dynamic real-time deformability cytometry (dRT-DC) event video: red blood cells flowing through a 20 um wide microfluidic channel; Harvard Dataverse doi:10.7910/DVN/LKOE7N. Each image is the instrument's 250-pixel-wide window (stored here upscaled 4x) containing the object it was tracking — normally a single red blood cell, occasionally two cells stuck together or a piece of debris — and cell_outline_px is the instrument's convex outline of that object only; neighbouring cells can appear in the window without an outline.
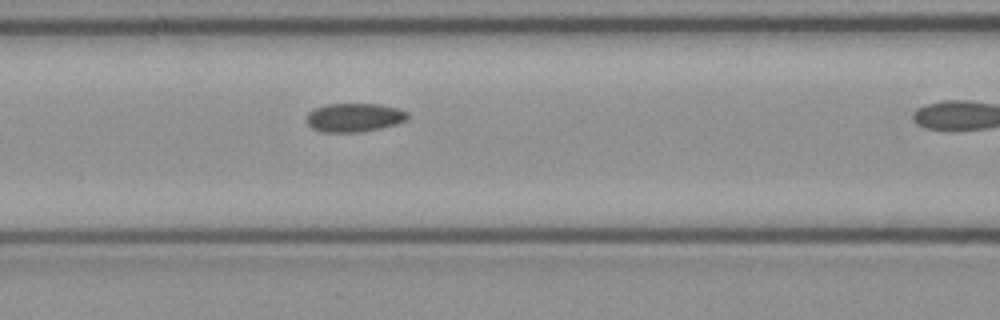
{"species": "common noctule bat (a hibernating species)", "species_latin": "Nyctalus noctula", "temperature_condition": "cold", "stored_images_in_passage": 16, "camera_frame_rate_fps": 3000, "um_per_image_px": 0.085, "animal": {"sex": "female", "body_mass_g": 21.9}, "frame": {"image": 1, "passage_image": 12, "time_ms": 3.667, "image_size_px": [1000, 320], "cell_outline_px": [[408, 120], [396, 124], [364, 132], [320, 132], [312, 128], [308, 124], [308, 112], [316, 108], [328, 104], [380, 104], [396, 108], [408, 112]], "centroid_in_image_um": [30.14, 9.99], "position_along_channel_um": 136.5, "area_um2": 16.88}}